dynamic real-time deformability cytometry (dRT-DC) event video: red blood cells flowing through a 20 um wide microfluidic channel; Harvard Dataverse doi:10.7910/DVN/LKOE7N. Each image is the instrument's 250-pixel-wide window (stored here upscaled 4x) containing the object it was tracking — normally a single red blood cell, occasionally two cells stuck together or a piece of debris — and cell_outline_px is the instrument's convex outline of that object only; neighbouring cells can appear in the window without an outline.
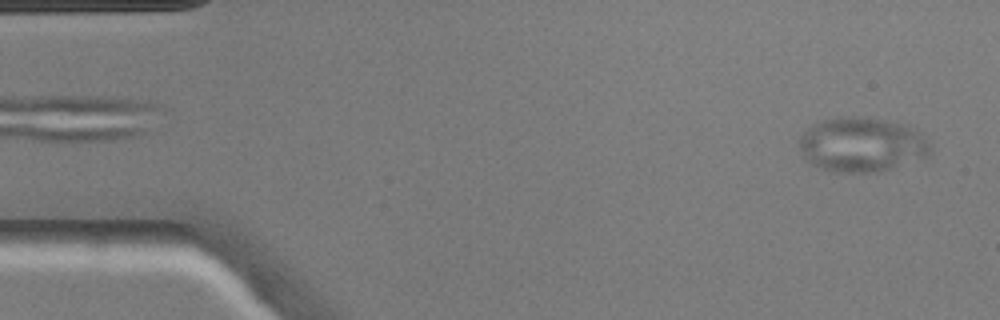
{"species": "common noctule bat (a hibernating species)", "species_latin": "Nyctalus noctula", "temperature_condition": "warm", "stored_images_in_passage": 9, "camera_frame_rate_fps": 3000, "um_per_image_px": 0.085, "animal": {"sex": "male", "body_mass_g": 20.5, "forearm_length_mm": 52.5}, "frame": {"image": 1, "passage_image": 1, "time_ms": 0.0, "image_size_px": [1000, 320], "cell_outline_px": [[932, 148], [928, 156], [876, 172], [832, 172], [812, 164], [800, 152], [796, 140], [812, 124], [824, 120], [840, 116], [864, 116], [908, 124], [924, 132]], "centroid_in_image_um": [73.27, 12.26], "position_along_channel_um": 11.7, "area_um2": 42.25}}